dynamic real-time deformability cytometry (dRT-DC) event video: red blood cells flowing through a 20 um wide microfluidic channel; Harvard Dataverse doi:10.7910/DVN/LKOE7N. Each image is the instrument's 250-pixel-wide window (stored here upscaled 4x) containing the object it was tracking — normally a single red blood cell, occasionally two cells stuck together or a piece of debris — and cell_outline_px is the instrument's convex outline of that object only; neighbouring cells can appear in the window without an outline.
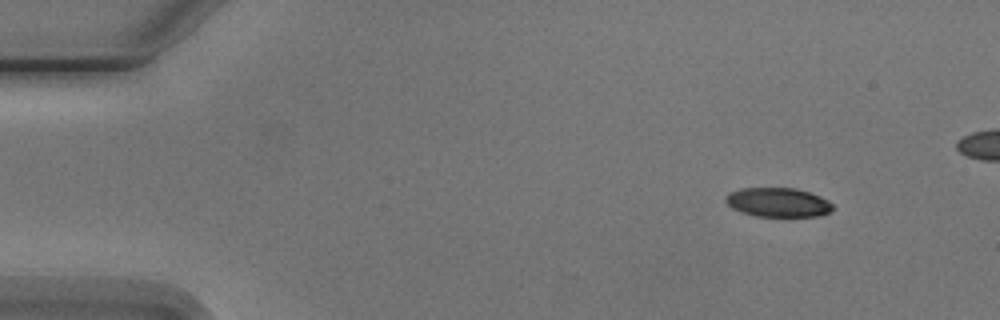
{"species": "Egyptian fruit bat (a non-hibernating species)", "species_latin": "Rousettus aegyptiacus", "temperature_condition": "cold", "stored_images_in_passage": 6, "camera_frame_rate_fps": 3000, "um_per_image_px": 0.085, "animal": {"sex": "male"}, "frame": {"image": 1, "passage_image": 1, "time_ms": 0.0, "image_size_px": [1000, 320], "cell_outline_px": [[832, 212], [820, 216], [756, 216], [732, 208], [724, 200], [728, 192], [740, 188], [792, 188], [808, 192], [820, 196], [828, 200], [832, 204]], "centroid_in_image_um": [66.13, 17.2], "position_along_channel_um": 18.9, "area_um2": 18.15}}
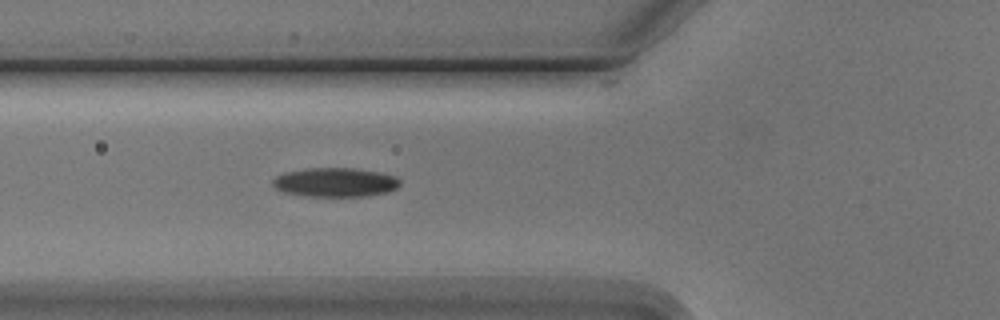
{"frame": {"image": 2, "passage_image": 5, "time_ms": 4.667, "image_size_px": [1000, 320], "cell_outline_px": [[400, 184], [396, 188], [388, 192], [368, 196], [304, 196], [284, 192], [276, 188], [272, 184], [272, 180], [276, 176], [284, 172], [304, 168], [352, 168], [376, 172], [396, 176], [400, 180]], "centroid_in_image_um": [28.47, 15.5], "position_along_channel_um": 97.3, "area_um2": 21.62}}